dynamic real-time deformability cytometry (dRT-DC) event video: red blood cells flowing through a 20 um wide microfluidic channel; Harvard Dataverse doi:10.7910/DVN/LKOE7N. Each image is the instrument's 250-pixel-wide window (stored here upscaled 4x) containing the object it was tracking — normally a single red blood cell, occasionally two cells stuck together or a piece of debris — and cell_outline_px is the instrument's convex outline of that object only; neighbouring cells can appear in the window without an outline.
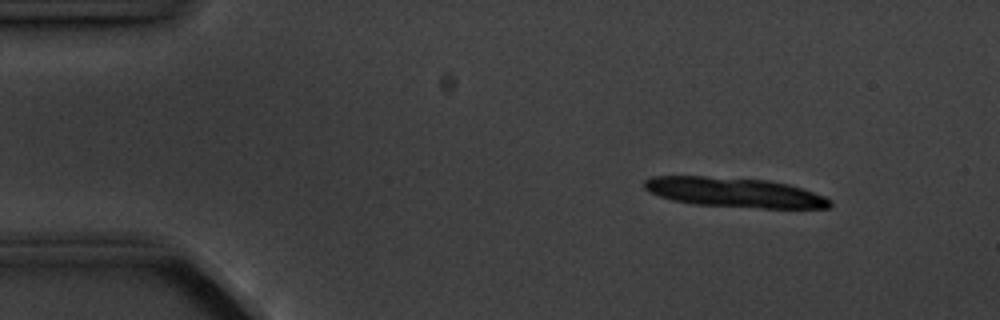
{"species": "common noctule bat (a hibernating species)", "species_latin": "Nyctalus noctula", "temperature_condition": "cold", "stored_images_in_passage": 9, "camera_frame_rate_fps": 3000, "um_per_image_px": 0.085, "animal": {"sex": "male", "body_mass_g": 20.1, "forearm_length_mm": 53.5}, "frame": {"image": 1, "passage_image": 1, "time_ms": 0.0, "image_size_px": [1000, 320], "cell_outline_px": [[832, 204], [828, 208], [764, 208], [696, 204], [672, 200], [660, 196], [644, 188], [644, 180], [652, 176], [704, 176], [768, 180], [788, 184], [824, 196], [832, 200]], "centroid_in_image_um": [62.44, 16.35], "position_along_channel_um": 22.6, "area_um2": 31.85}}
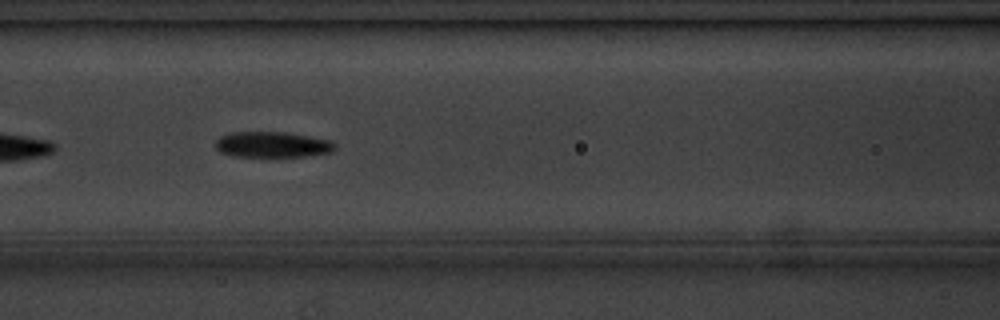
{"frame": {"image": 2, "passage_image": 6, "time_ms": 5.667, "image_size_px": [1000, 320], "cell_outline_px": [[336, 148], [332, 152], [304, 156], [232, 156], [220, 152], [216, 148], [216, 140], [220, 136], [232, 132], [284, 132], [332, 140], [336, 144]], "centroid_in_image_um": [23.16, 12.28], "position_along_channel_um": 143.4, "area_um2": 17.86}}
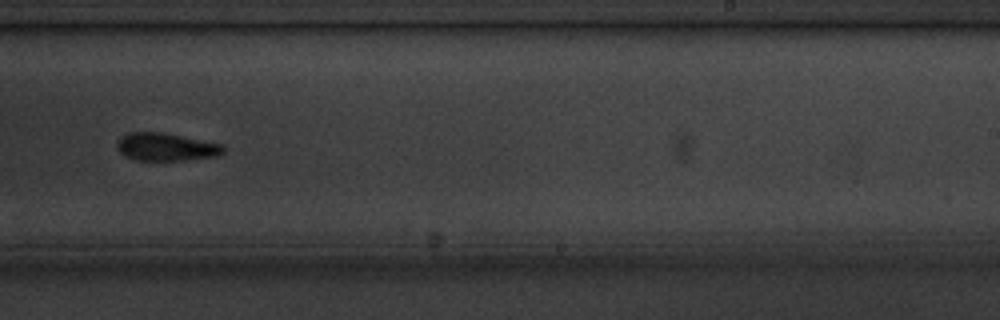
{"frame": {"image": 3, "passage_image": 9, "time_ms": 9.333, "image_size_px": [1000, 320], "cell_outline_px": [[224, 152], [216, 156], [180, 160], [136, 160], [120, 152], [116, 148], [116, 140], [128, 132], [164, 132], [224, 144]], "centroid_in_image_um": [14.1, 12.47], "position_along_channel_um": 274.9, "area_um2": 17.28}}